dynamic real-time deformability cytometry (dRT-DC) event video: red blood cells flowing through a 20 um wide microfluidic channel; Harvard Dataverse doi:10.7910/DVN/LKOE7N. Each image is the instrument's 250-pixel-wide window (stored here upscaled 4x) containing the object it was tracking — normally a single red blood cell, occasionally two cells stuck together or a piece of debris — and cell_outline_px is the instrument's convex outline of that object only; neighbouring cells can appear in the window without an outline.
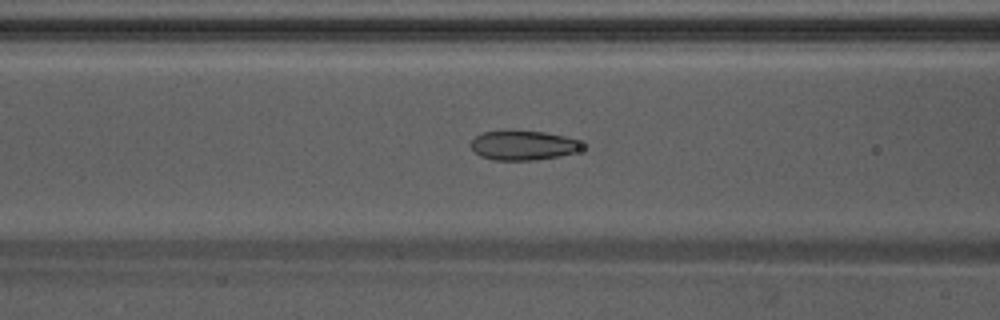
{"species": "Egyptian fruit bat (a non-hibernating species)", "species_latin": "Rousettus aegyptiacus", "temperature_condition": "warm", "stored_images_in_passage": 52, "camera_frame_rate_fps": 3000, "um_per_image_px": 0.085, "animal": {"sex": "male"}, "frame": {"image": 1, "passage_image": 20, "time_ms": 6.333, "image_size_px": [1000, 320], "cell_outline_px": [[580, 148], [572, 152], [560, 156], [536, 160], [492, 160], [480, 156], [468, 144], [476, 136], [484, 132], [544, 132], [564, 136], [576, 140], [580, 144]], "centroid_in_image_um": [44.4, 12.38], "position_along_channel_um": 122.2, "area_um2": 18.5}}
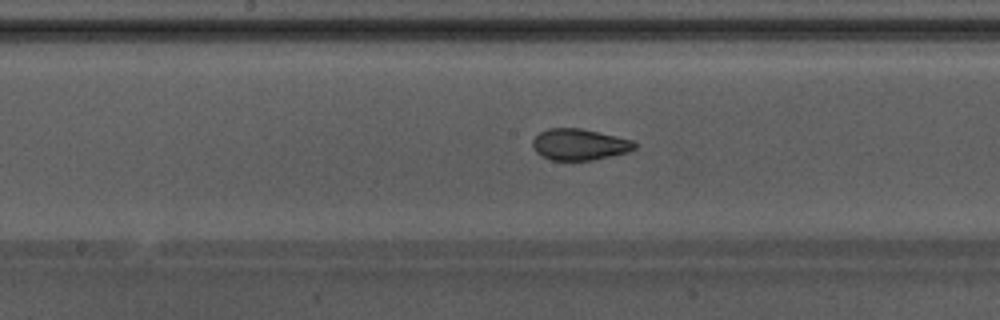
{"frame": {"image": 2, "passage_image": 26, "time_ms": 8.333, "image_size_px": [1000, 320], "cell_outline_px": [[636, 148], [628, 152], [592, 160], [552, 160], [540, 156], [536, 152], [532, 144], [532, 140], [540, 132], [548, 128], [580, 128], [632, 140], [636, 144]], "centroid_in_image_um": [49.22, 12.28], "position_along_channel_um": 199.0, "area_um2": 18.5}}
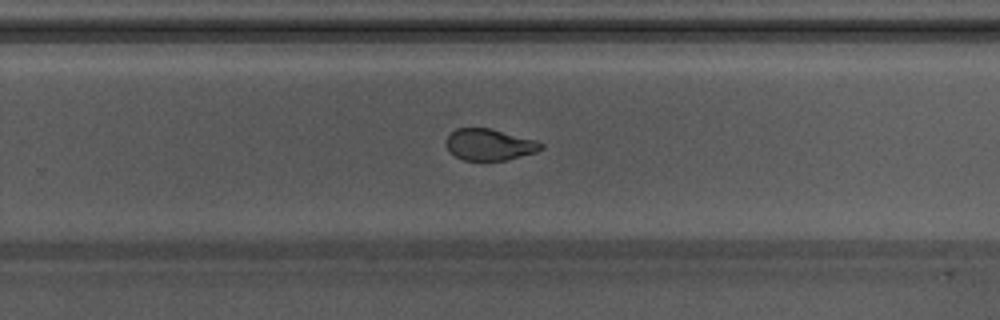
{"frame": {"image": 3, "passage_image": 33, "time_ms": 10.667, "image_size_px": [1000, 320], "cell_outline_px": [[544, 148], [536, 152], [508, 160], [464, 160], [448, 152], [444, 144], [444, 140], [456, 128], [488, 128], [536, 140], [544, 144]], "centroid_in_image_um": [41.58, 12.3], "position_along_channel_um": 288.2, "area_um2": 17.51}, "authors_computed_cell_mechanics": {"area_um2": 19.5653, "velocity_mm_per_s": 3.843, "shape_relaxation_time_tau1_ms": 5.7509, "shape_relaxation_time_tau2_ms": 1.3163, "deformation_change_tau1": 0.164, "deformation_change_tau2": 0.0548}}